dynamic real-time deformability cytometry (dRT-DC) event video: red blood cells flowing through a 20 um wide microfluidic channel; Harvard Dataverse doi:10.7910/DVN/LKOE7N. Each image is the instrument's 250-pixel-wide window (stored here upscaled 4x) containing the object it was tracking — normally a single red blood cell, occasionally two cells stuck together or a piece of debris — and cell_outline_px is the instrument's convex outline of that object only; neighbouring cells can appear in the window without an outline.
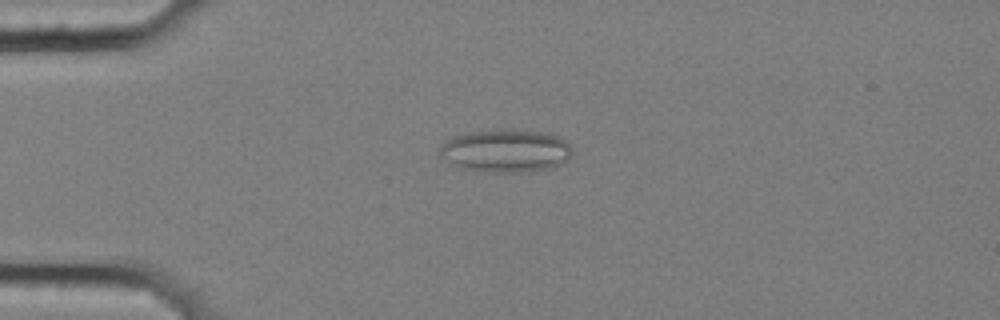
{"species": "common noctule bat (a hibernating species)", "species_latin": "Nyctalus noctula", "temperature_condition": "cold", "stored_images_in_passage": 57, "segment_of_instrument_passage": [1, 2], "camera_frame_rate_fps": 3000, "um_per_image_px": 0.085, "animal": {"sex": "female", "body_mass_g": 25.1}, "frame": {"image": 1, "passage_image": 15, "time_ms": 4.667, "image_size_px": [1000, 320], "cell_outline_px": [[572, 156], [564, 164], [552, 168], [524, 172], [488, 172], [460, 168], [452, 164], [440, 156], [440, 148], [452, 136], [468, 132], [496, 128], [512, 128], [548, 132], [560, 136], [568, 140], [572, 148]], "centroid_in_image_um": [43.07, 12.79], "position_along_channel_um": 41.9, "area_um2": 34.16}}